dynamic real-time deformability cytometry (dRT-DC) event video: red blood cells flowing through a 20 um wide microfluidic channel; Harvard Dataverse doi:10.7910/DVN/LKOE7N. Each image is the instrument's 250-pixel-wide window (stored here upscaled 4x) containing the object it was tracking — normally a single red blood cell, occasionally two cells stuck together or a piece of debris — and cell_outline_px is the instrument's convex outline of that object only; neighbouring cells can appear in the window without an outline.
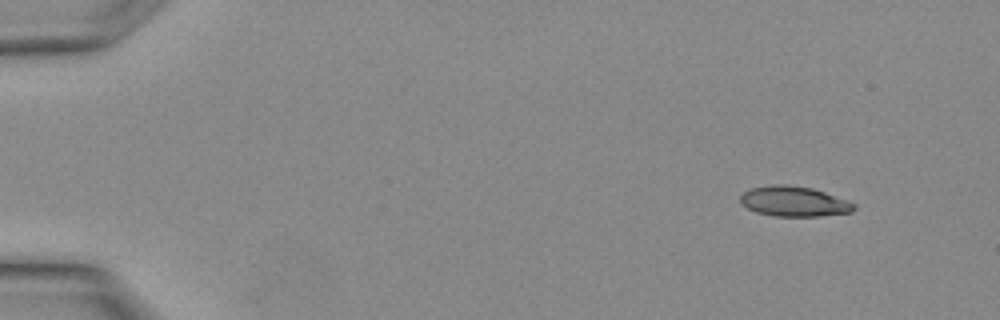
{"species": "Egyptian fruit bat (a non-hibernating species)", "species_latin": "Rousettus aegyptiacus", "temperature_condition": "warm", "stored_images_in_passage": 3, "camera_frame_rate_fps": 3000, "um_per_image_px": 0.085, "animal": {"sex": "female"}, "frame": {"image": 1, "passage_image": 1, "time_ms": 0.0, "image_size_px": [1000, 320], "cell_outline_px": [[856, 208], [852, 212], [820, 216], [772, 216], [756, 212], [740, 204], [740, 196], [744, 192], [752, 188], [772, 184], [788, 184], [812, 188], [824, 192], [856, 204]], "centroid_in_image_um": [67.47, 17.12], "position_along_channel_um": 17.5, "area_um2": 20.0}}
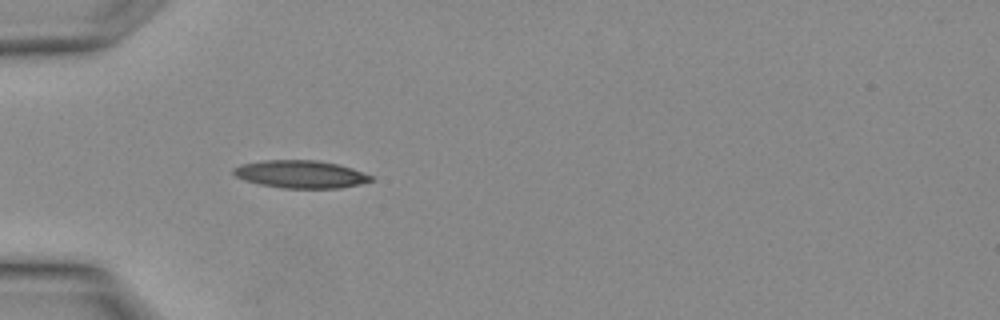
{"frame": {"image": 2, "passage_image": 3, "time_ms": 0.667, "image_size_px": [1000, 320], "cell_outline_px": [[372, 180], [360, 184], [340, 188], [284, 188], [260, 184], [244, 180], [236, 176], [232, 172], [232, 168], [240, 164], [264, 160], [316, 160], [336, 164], [352, 168], [372, 176]], "centroid_in_image_um": [25.52, 14.8], "position_along_channel_um": 59.5, "area_um2": 22.08}}